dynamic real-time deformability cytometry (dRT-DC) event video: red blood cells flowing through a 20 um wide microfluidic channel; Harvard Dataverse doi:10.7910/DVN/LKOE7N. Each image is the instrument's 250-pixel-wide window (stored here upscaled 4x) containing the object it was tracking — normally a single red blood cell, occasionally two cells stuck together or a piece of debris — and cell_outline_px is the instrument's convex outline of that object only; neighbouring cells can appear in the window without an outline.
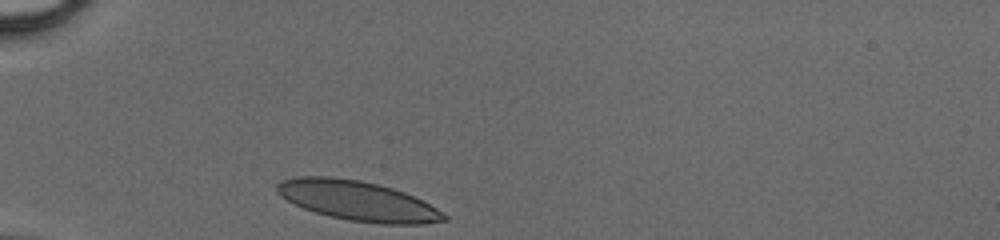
{"species": "human", "species_latin": "Homo sapiens", "temperature_condition": "cold", "stored_images_in_passage": 27, "camera_frame_rate_fps": 3000, "um_per_image_px": 0.085, "donor": {"sex": "male"}, "frame": {"image": 1, "passage_image": 1, "time_ms": 0.0, "image_size_px": [1000, 240], "cell_outline_px": [[448, 220], [420, 224], [380, 224], [348, 220], [328, 216], [304, 208], [288, 200], [276, 192], [276, 184], [280, 180], [300, 176], [332, 176], [360, 180], [392, 188], [404, 192], [436, 208], [448, 216]], "centroid_in_image_um": [30.38, 17.06], "position_along_channel_um": 54.6, "area_um2": 38.49}}
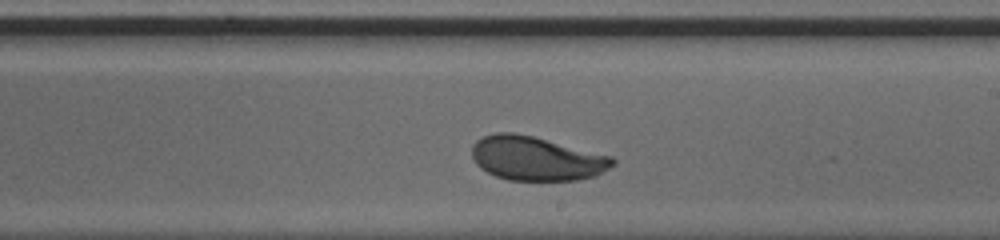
{"frame": {"image": 2, "passage_image": 16, "time_ms": 5.0, "image_size_px": [1000, 240], "cell_outline_px": [[616, 164], [596, 176], [580, 180], [508, 180], [496, 176], [480, 168], [476, 164], [472, 156], [472, 144], [476, 140], [484, 136], [496, 132], [512, 132], [532, 136], [612, 156], [616, 160]], "centroid_in_image_um": [45.6, 13.47], "position_along_channel_um": 243.4, "area_um2": 36.24}}
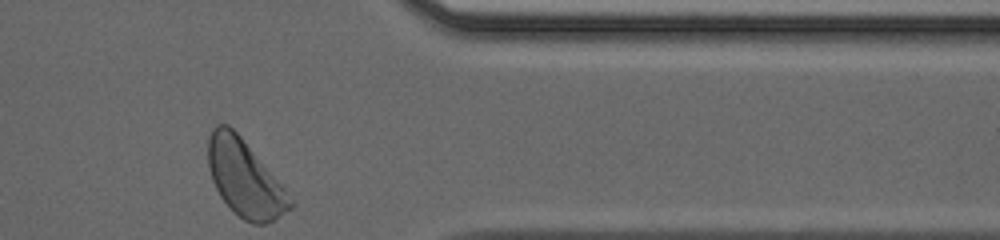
{"frame": {"image": 3, "passage_image": 27, "time_ms": 8.667, "image_size_px": [1000, 240], "cell_outline_px": [[292, 208], [272, 220], [264, 224], [252, 224], [244, 220], [232, 212], [220, 196], [212, 180], [208, 168], [208, 136], [212, 128], [216, 124], [228, 124], [240, 136], [284, 188], [292, 200]], "centroid_in_image_um": [20.75, 15.16], "position_along_channel_um": 390.6, "area_um2": 36.13}}